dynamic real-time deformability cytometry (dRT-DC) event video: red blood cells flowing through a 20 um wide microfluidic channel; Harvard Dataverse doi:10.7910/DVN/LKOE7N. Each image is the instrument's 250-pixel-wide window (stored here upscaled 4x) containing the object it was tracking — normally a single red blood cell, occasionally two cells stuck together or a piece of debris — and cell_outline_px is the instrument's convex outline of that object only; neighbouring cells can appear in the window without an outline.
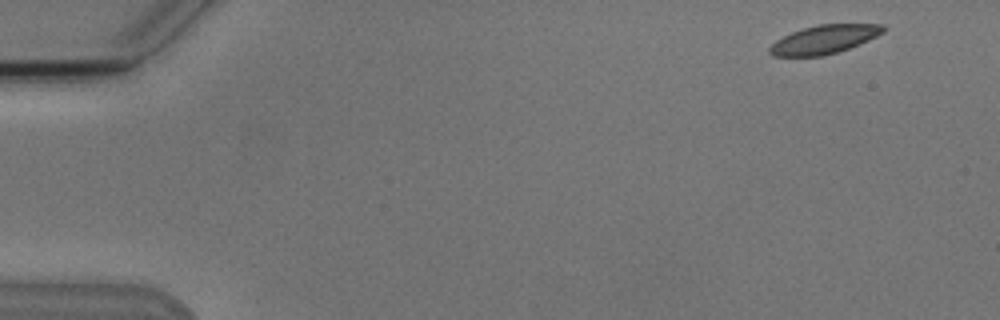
{"species": "Egyptian fruit bat (a non-hibernating species)", "species_latin": "Rousettus aegyptiacus", "temperature_condition": "cold", "stored_images_in_passage": 8, "camera_frame_rate_fps": 3000, "um_per_image_px": 0.085, "animal": {"sex": "male"}, "frame": {"image": 1, "passage_image": 1, "time_ms": 0.0, "image_size_px": [1000, 320], "cell_outline_px": [[888, 28], [884, 32], [868, 40], [848, 48], [836, 52], [820, 56], [772, 56], [768, 52], [768, 48], [776, 40], [792, 32], [804, 28], [820, 24], [884, 24]], "centroid_in_image_um": [70.06, 3.34], "position_along_channel_um": 14.9, "area_um2": 18.79}}
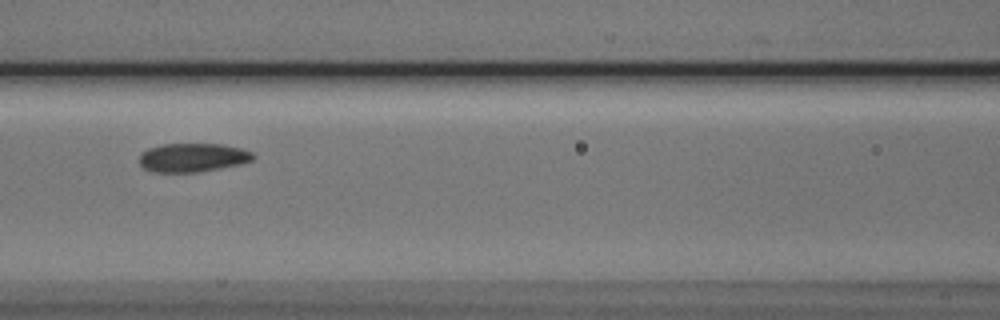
{"frame": {"image": 2, "passage_image": 7, "time_ms": 7.0, "image_size_px": [1000, 320], "cell_outline_px": [[256, 156], [252, 160], [240, 164], [200, 172], [152, 172], [144, 168], [140, 164], [140, 152], [148, 148], [160, 144], [224, 144], [240, 148], [252, 152]], "centroid_in_image_um": [16.36, 13.39], "position_along_channel_um": 150.2, "area_um2": 19.19}}
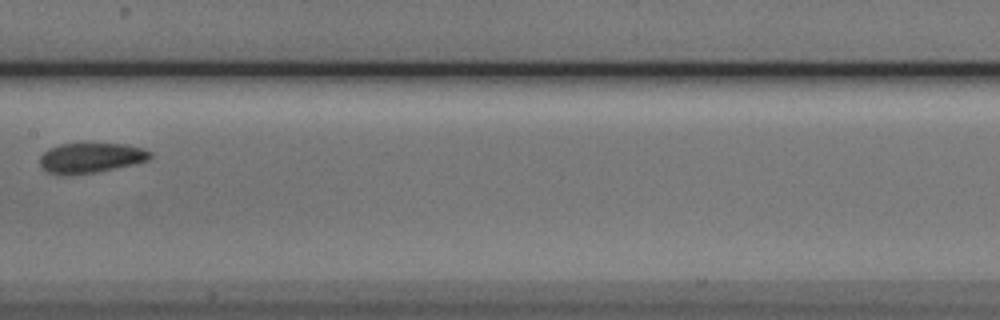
{"frame": {"image": 3, "passage_image": 8, "time_ms": 8.333, "image_size_px": [1000, 320], "cell_outline_px": [[152, 156], [148, 160], [132, 164], [96, 172], [64, 176], [48, 172], [40, 164], [40, 156], [48, 148], [60, 144], [84, 140], [124, 144], [144, 148], [152, 152]], "centroid_in_image_um": [7.7, 13.36], "position_along_channel_um": 199.7, "area_um2": 20.17}}